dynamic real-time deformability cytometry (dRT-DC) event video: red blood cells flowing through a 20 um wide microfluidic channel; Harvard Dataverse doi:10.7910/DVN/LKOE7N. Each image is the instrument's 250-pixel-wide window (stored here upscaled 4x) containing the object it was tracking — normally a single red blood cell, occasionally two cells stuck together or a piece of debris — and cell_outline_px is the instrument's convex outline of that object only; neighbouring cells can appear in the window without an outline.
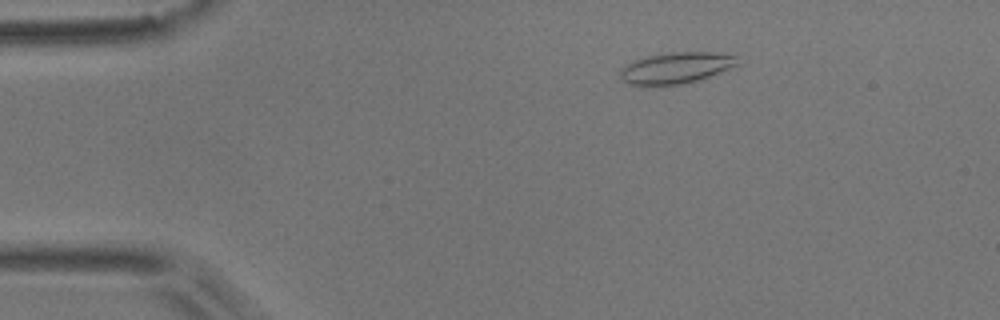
{"species": "common noctule bat (a hibernating species)", "species_latin": "Nyctalus noctula", "temperature_condition": "room temperature", "stored_images_in_passage": 3, "camera_frame_rate_fps": 3000, "um_per_image_px": 0.085, "animal": {"sex": "male", "body_mass_g": 17.9}, "frame": {"image": 1, "passage_image": 1, "time_ms": 0.0, "image_size_px": [1000, 320], "cell_outline_px": [[740, 64], [700, 80], [680, 84], [628, 84], [620, 76], [620, 68], [632, 60], [648, 56], [668, 52], [716, 52], [732, 56]], "centroid_in_image_um": [57.44, 5.75], "position_along_channel_um": 27.6, "area_um2": 21.04}}